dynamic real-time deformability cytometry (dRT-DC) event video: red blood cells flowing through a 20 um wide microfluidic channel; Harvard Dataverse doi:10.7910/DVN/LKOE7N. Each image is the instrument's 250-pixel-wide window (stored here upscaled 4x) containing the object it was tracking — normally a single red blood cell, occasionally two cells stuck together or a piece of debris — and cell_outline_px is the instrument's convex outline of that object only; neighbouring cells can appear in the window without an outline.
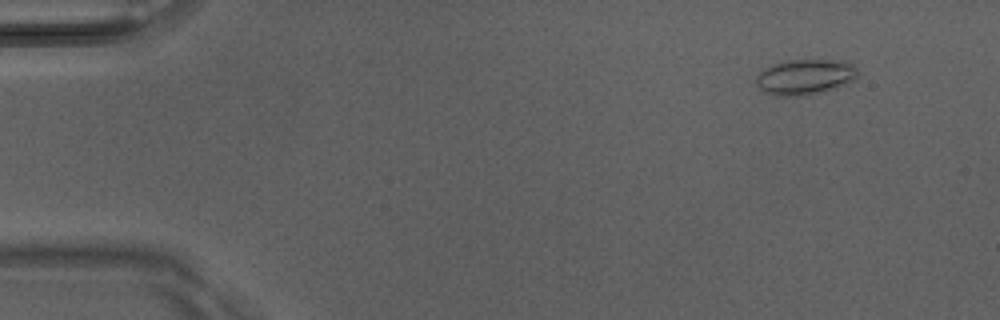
{"species": "Egyptian fruit bat (a non-hibernating species)", "species_latin": "Rousettus aegyptiacus", "temperature_condition": "room temperature", "stored_images_in_passage": 49, "camera_frame_rate_fps": 3000, "um_per_image_px": 0.085, "animal": {"sex": "male"}, "frame": {"image": 1, "passage_image": 4, "time_ms": 1.0, "image_size_px": [1000, 320], "cell_outline_px": [[856, 80], [836, 88], [800, 96], [776, 96], [764, 92], [756, 84], [756, 76], [764, 68], [788, 60], [848, 60], [856, 68]], "centroid_in_image_um": [68.44, 6.54], "position_along_channel_um": 16.6, "area_um2": 20.98}}
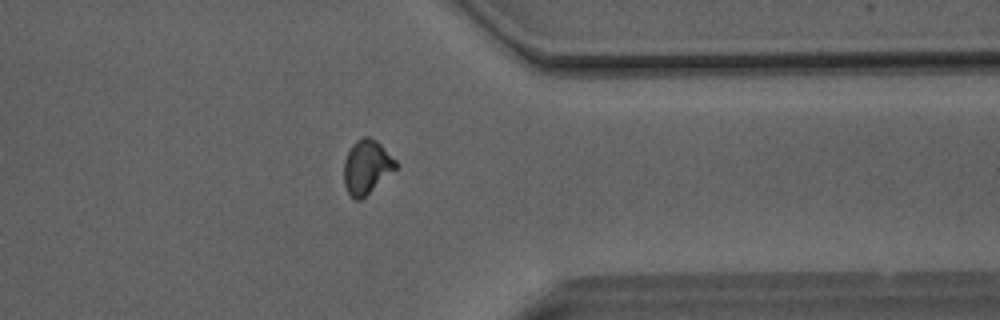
{"frame": {"image": 2, "passage_image": 39, "time_ms": 12.667, "image_size_px": [1000, 320], "cell_outline_px": [[400, 164], [396, 168], [360, 200], [356, 200], [348, 192], [344, 184], [344, 160], [352, 144], [356, 140], [364, 136], [368, 136], [376, 140]], "centroid_in_image_um": [31.16, 14.16], "position_along_channel_um": 380.2, "area_um2": 16.07}}
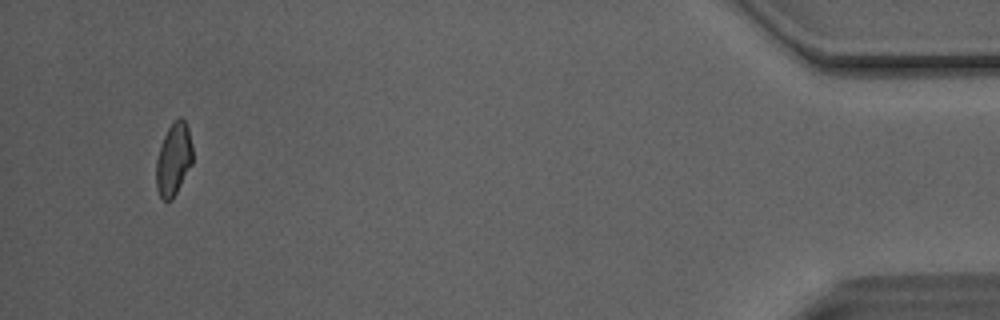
{"frame": {"image": 3, "passage_image": 47, "time_ms": 15.333, "image_size_px": [1000, 320], "cell_outline_px": [[192, 164], [172, 200], [164, 200], [160, 196], [156, 188], [156, 160], [164, 136], [168, 128], [180, 116], [184, 120], [188, 128], [192, 144]], "centroid_in_image_um": [14.76, 13.55], "position_along_channel_um": 420.4, "area_um2": 15.26}, "authors_computed_cell_mechanics": {"area_um2": 16.4152, "velocity_mm_per_s": 4.1414, "shape_relaxation_time_tau1_ms": 4.0333, "shape_relaxation_time_tau2_ms": 2.0041, "deformation_change_tau1": 0.1173, "deformation_change_tau2": 0.0764}}